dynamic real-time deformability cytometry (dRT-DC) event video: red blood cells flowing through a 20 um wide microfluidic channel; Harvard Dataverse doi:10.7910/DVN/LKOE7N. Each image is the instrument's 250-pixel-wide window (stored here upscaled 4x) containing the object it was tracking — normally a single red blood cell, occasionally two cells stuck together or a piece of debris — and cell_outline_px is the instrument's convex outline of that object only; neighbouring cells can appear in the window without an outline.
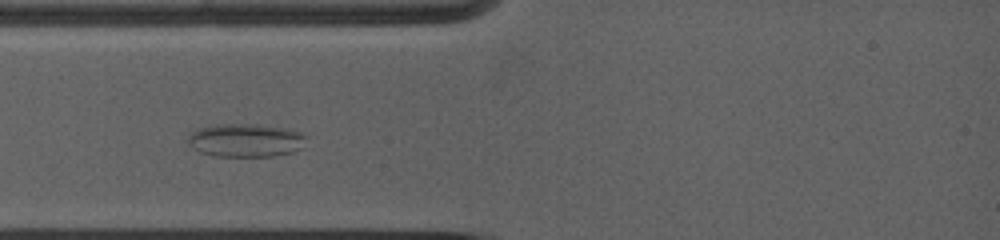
{"species": "common noctule bat (a hibernating species)", "species_latin": "Nyctalus noctula", "temperature_condition": "warm", "stored_images_in_passage": 15, "camera_frame_rate_fps": 5000, "um_per_image_px": 0.085, "animal": {"sex": "female", "body_mass_g": 19.0, "forearm_length_mm": 53.3}, "frame": {"image": 1, "passage_image": 1, "time_ms": 0.0, "image_size_px": [1000, 240], "cell_outline_px": [[308, 136], [304, 148], [292, 152], [276, 156], [212, 156], [200, 152], [188, 144], [188, 136], [192, 132], [200, 128], [216, 124], [260, 124], [288, 128], [304, 132]], "centroid_in_image_um": [20.97, 11.92], "position_along_channel_um": 64.0, "area_um2": 23.47}}
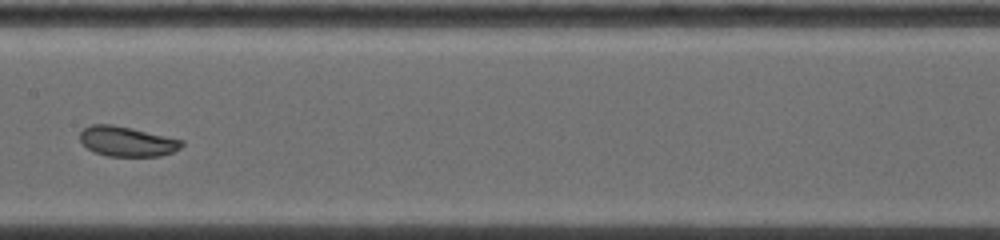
{"frame": {"image": 2, "passage_image": 6, "time_ms": 3.4, "image_size_px": [1000, 240], "cell_outline_px": [[184, 144], [180, 148], [172, 152], [160, 156], [108, 156], [96, 152], [88, 148], [80, 140], [80, 132], [84, 128], [92, 124], [112, 124], [132, 128], [184, 140]], "centroid_in_image_um": [10.81, 12.01], "position_along_channel_um": 196.6, "area_um2": 17.69}}
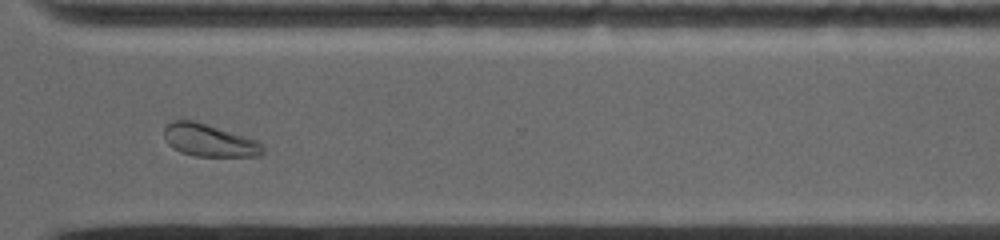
{"frame": {"image": 3, "passage_image": 12, "time_ms": 7.4, "image_size_px": [1000, 240], "cell_outline_px": [[264, 152], [260, 156], [196, 156], [180, 152], [172, 148], [168, 144], [164, 136], [164, 128], [172, 120], [192, 120], [256, 140], [264, 148]], "centroid_in_image_um": [17.74, 11.94], "position_along_channel_um": 352.9, "area_um2": 18.38}}